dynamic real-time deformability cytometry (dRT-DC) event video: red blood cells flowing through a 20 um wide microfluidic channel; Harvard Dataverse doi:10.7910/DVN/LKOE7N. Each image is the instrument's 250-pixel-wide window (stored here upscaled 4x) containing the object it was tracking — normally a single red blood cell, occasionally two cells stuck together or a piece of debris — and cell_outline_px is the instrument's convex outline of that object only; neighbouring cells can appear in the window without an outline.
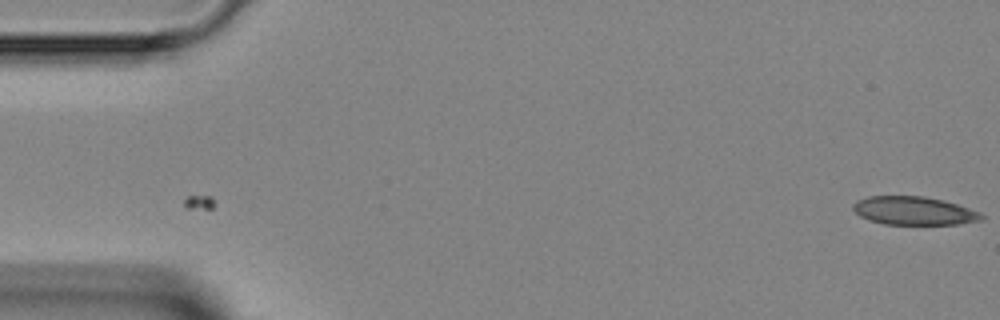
{"species": "Egyptian fruit bat (a non-hibernating species)", "species_latin": "Rousettus aegyptiacus", "temperature_condition": "room temperature", "stored_images_in_passage": 5, "segment_of_instrument_passage": [2, 2], "camera_frame_rate_fps": 3000, "um_per_image_px": 0.085, "animal": {"sex": "female"}, "frame": {"image": 1, "passage_image": 5, "time_ms": 4.333, "image_size_px": [1000, 320], "cell_outline_px": [[984, 216], [980, 220], [960, 224], [884, 224], [868, 220], [860, 216], [852, 208], [852, 204], [856, 200], [868, 196], [924, 196], [944, 200], [980, 212]], "centroid_in_image_um": [77.64, 17.91], "position_along_channel_um": 7.4, "area_um2": 21.21}}